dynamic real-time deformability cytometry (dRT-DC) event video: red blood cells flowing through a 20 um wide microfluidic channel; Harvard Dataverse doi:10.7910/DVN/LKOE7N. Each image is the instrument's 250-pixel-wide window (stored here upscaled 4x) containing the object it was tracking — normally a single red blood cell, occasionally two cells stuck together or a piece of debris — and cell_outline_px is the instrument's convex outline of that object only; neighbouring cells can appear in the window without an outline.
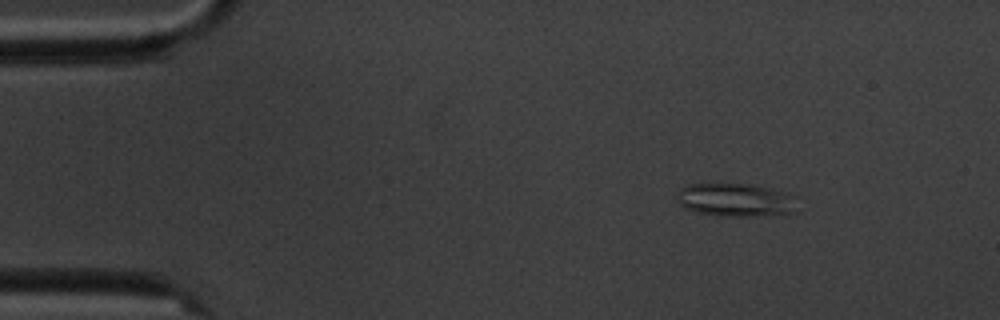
{"species": "common noctule bat (a hibernating species)", "species_latin": "Nyctalus noctula", "temperature_condition": "cold", "stored_images_in_passage": 8, "camera_frame_rate_fps": 3000, "um_per_image_px": 0.085, "animal": {"sex": "male", "body_mass_g": 20.1, "forearm_length_mm": 53.5}, "frame": {"image": 1, "passage_image": 2, "time_ms": 1.333, "image_size_px": [1000, 320], "cell_outline_px": [[796, 212], [756, 216], [716, 216], [696, 212], [684, 208], [676, 200], [676, 196], [688, 184], [752, 184], [788, 192], [796, 196]], "centroid_in_image_um": [62.56, 17.0], "position_along_channel_um": 22.4, "area_um2": 23.52}}
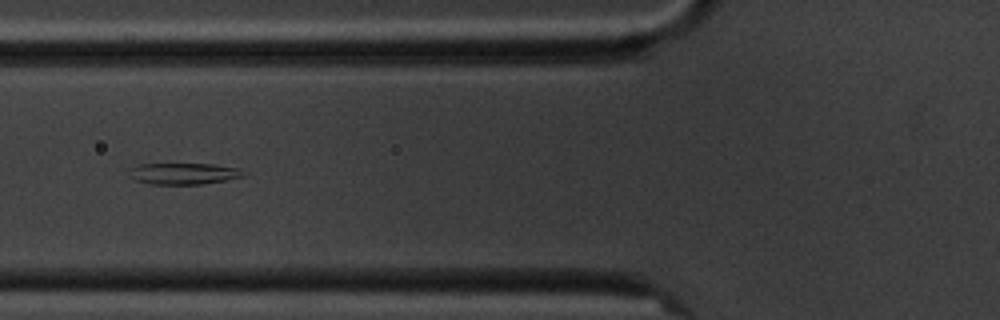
{"frame": {"image": 2, "passage_image": 6, "time_ms": 6.0, "image_size_px": [1000, 320], "cell_outline_px": [[248, 172], [244, 176], [224, 180], [200, 184], [152, 184], [132, 180], [128, 168], [140, 164], [212, 164], [240, 168]], "centroid_in_image_um": [15.6, 14.75], "position_along_channel_um": 110.2, "area_um2": 14.33}}
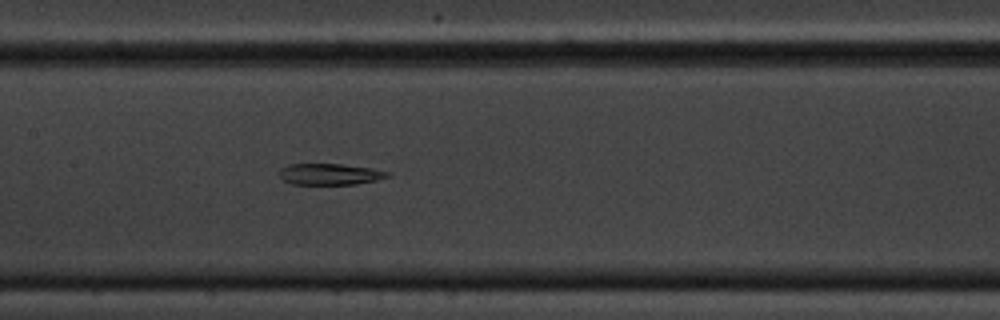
{"frame": {"image": 3, "passage_image": 8, "time_ms": 8.0, "image_size_px": [1000, 320], "cell_outline_px": [[392, 176], [380, 180], [356, 184], [292, 184], [284, 180], [280, 176], [280, 168], [288, 164], [340, 164], [368, 168], [392, 172]], "centroid_in_image_um": [28.09, 14.81], "position_along_channel_um": 179.3, "area_um2": 13.47}}